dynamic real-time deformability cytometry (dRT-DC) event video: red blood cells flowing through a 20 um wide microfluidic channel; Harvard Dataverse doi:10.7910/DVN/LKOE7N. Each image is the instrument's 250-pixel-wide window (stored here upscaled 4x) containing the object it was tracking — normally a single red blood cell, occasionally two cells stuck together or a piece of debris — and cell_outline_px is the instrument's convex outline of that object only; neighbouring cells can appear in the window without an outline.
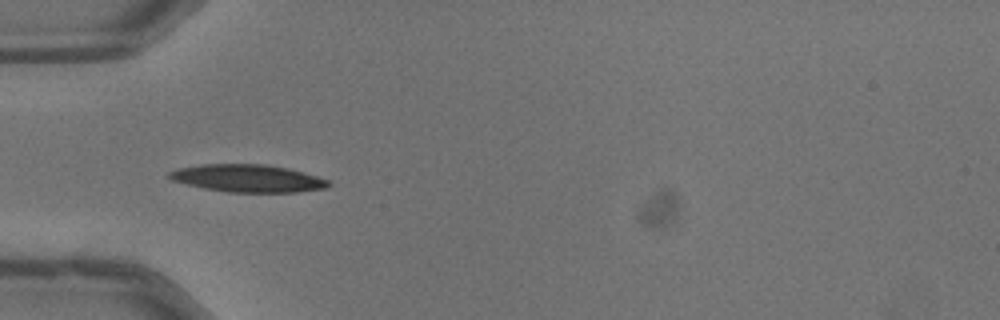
{"species": "common noctule bat (a hibernating species)", "species_latin": "Nyctalus noctula", "temperature_condition": "warm", "stored_images_in_passage": 10, "camera_frame_rate_fps": 3000, "um_per_image_px": 0.085, "animal": {"sex": "male", "body_mass_g": 13.3}, "frame": {"image": 1, "passage_image": 4, "time_ms": 1.0, "image_size_px": [1000, 320], "cell_outline_px": [[332, 184], [328, 188], [296, 192], [228, 192], [204, 188], [172, 180], [168, 176], [168, 172], [176, 168], [200, 164], [264, 164], [288, 168], [304, 172], [328, 180]], "centroid_in_image_um": [21.07, 15.15], "position_along_channel_um": 63.9, "area_um2": 25.61}}